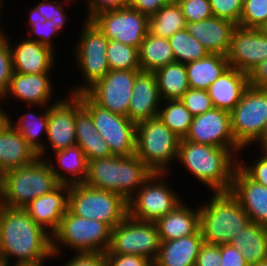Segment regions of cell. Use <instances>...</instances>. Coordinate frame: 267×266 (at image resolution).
I'll use <instances>...</instances> for the list:
<instances>
[{"label": "cell", "mask_w": 267, "mask_h": 266, "mask_svg": "<svg viewBox=\"0 0 267 266\" xmlns=\"http://www.w3.org/2000/svg\"><path fill=\"white\" fill-rule=\"evenodd\" d=\"M247 150V151H246ZM248 147L242 148L238 156V166L254 181L267 187V151L258 149L251 161L244 157L243 154L248 152ZM260 152V153H259ZM258 155V156H257ZM246 159V160H245Z\"/></svg>", "instance_id": "42"}, {"label": "cell", "mask_w": 267, "mask_h": 266, "mask_svg": "<svg viewBox=\"0 0 267 266\" xmlns=\"http://www.w3.org/2000/svg\"><path fill=\"white\" fill-rule=\"evenodd\" d=\"M68 204L69 185L59 184L51 192L35 198L23 209L39 226L53 235L68 211Z\"/></svg>", "instance_id": "22"}, {"label": "cell", "mask_w": 267, "mask_h": 266, "mask_svg": "<svg viewBox=\"0 0 267 266\" xmlns=\"http://www.w3.org/2000/svg\"><path fill=\"white\" fill-rule=\"evenodd\" d=\"M180 100L193 116L214 108L208 90L189 88Z\"/></svg>", "instance_id": "44"}, {"label": "cell", "mask_w": 267, "mask_h": 266, "mask_svg": "<svg viewBox=\"0 0 267 266\" xmlns=\"http://www.w3.org/2000/svg\"><path fill=\"white\" fill-rule=\"evenodd\" d=\"M176 163L210 192H229L238 157L228 148L180 139Z\"/></svg>", "instance_id": "2"}, {"label": "cell", "mask_w": 267, "mask_h": 266, "mask_svg": "<svg viewBox=\"0 0 267 266\" xmlns=\"http://www.w3.org/2000/svg\"><path fill=\"white\" fill-rule=\"evenodd\" d=\"M141 70H110L85 94L98 106L122 116L128 115L136 75Z\"/></svg>", "instance_id": "16"}, {"label": "cell", "mask_w": 267, "mask_h": 266, "mask_svg": "<svg viewBox=\"0 0 267 266\" xmlns=\"http://www.w3.org/2000/svg\"><path fill=\"white\" fill-rule=\"evenodd\" d=\"M0 266H11L6 255L0 250Z\"/></svg>", "instance_id": "56"}, {"label": "cell", "mask_w": 267, "mask_h": 266, "mask_svg": "<svg viewBox=\"0 0 267 266\" xmlns=\"http://www.w3.org/2000/svg\"><path fill=\"white\" fill-rule=\"evenodd\" d=\"M203 243L200 229L190 236L161 241L153 266H195L199 249Z\"/></svg>", "instance_id": "31"}, {"label": "cell", "mask_w": 267, "mask_h": 266, "mask_svg": "<svg viewBox=\"0 0 267 266\" xmlns=\"http://www.w3.org/2000/svg\"><path fill=\"white\" fill-rule=\"evenodd\" d=\"M257 147H259V149L267 151V132L265 134V136L263 137L262 141L256 146V151H257Z\"/></svg>", "instance_id": "55"}, {"label": "cell", "mask_w": 267, "mask_h": 266, "mask_svg": "<svg viewBox=\"0 0 267 266\" xmlns=\"http://www.w3.org/2000/svg\"><path fill=\"white\" fill-rule=\"evenodd\" d=\"M221 245L203 243L199 249L195 266H220Z\"/></svg>", "instance_id": "49"}, {"label": "cell", "mask_w": 267, "mask_h": 266, "mask_svg": "<svg viewBox=\"0 0 267 266\" xmlns=\"http://www.w3.org/2000/svg\"><path fill=\"white\" fill-rule=\"evenodd\" d=\"M161 246L155 222L138 221L127 216L112 229L110 248L105 254H133L152 263Z\"/></svg>", "instance_id": "14"}, {"label": "cell", "mask_w": 267, "mask_h": 266, "mask_svg": "<svg viewBox=\"0 0 267 266\" xmlns=\"http://www.w3.org/2000/svg\"><path fill=\"white\" fill-rule=\"evenodd\" d=\"M186 20L178 2H167L155 14L149 16L148 32L153 36L170 38L183 30Z\"/></svg>", "instance_id": "37"}, {"label": "cell", "mask_w": 267, "mask_h": 266, "mask_svg": "<svg viewBox=\"0 0 267 266\" xmlns=\"http://www.w3.org/2000/svg\"><path fill=\"white\" fill-rule=\"evenodd\" d=\"M53 155H48L45 160L60 184L72 185L86 181L88 161L79 145L56 151Z\"/></svg>", "instance_id": "27"}, {"label": "cell", "mask_w": 267, "mask_h": 266, "mask_svg": "<svg viewBox=\"0 0 267 266\" xmlns=\"http://www.w3.org/2000/svg\"><path fill=\"white\" fill-rule=\"evenodd\" d=\"M10 37H8V42L12 53L14 72L23 74L54 73L55 65H60L58 62L60 58L57 56L59 54L50 47L30 40L26 36L20 38L21 40L18 42H14Z\"/></svg>", "instance_id": "21"}, {"label": "cell", "mask_w": 267, "mask_h": 266, "mask_svg": "<svg viewBox=\"0 0 267 266\" xmlns=\"http://www.w3.org/2000/svg\"><path fill=\"white\" fill-rule=\"evenodd\" d=\"M178 3L188 22H198L213 17L209 0H178Z\"/></svg>", "instance_id": "46"}, {"label": "cell", "mask_w": 267, "mask_h": 266, "mask_svg": "<svg viewBox=\"0 0 267 266\" xmlns=\"http://www.w3.org/2000/svg\"><path fill=\"white\" fill-rule=\"evenodd\" d=\"M167 2H178V0H166Z\"/></svg>", "instance_id": "60"}, {"label": "cell", "mask_w": 267, "mask_h": 266, "mask_svg": "<svg viewBox=\"0 0 267 266\" xmlns=\"http://www.w3.org/2000/svg\"><path fill=\"white\" fill-rule=\"evenodd\" d=\"M250 264L267 259V227L250 222L230 242Z\"/></svg>", "instance_id": "33"}, {"label": "cell", "mask_w": 267, "mask_h": 266, "mask_svg": "<svg viewBox=\"0 0 267 266\" xmlns=\"http://www.w3.org/2000/svg\"><path fill=\"white\" fill-rule=\"evenodd\" d=\"M199 204L200 230L207 244H230L251 221L238 200L229 192H210Z\"/></svg>", "instance_id": "4"}, {"label": "cell", "mask_w": 267, "mask_h": 266, "mask_svg": "<svg viewBox=\"0 0 267 266\" xmlns=\"http://www.w3.org/2000/svg\"><path fill=\"white\" fill-rule=\"evenodd\" d=\"M107 266H153V263L140 255L105 254Z\"/></svg>", "instance_id": "50"}, {"label": "cell", "mask_w": 267, "mask_h": 266, "mask_svg": "<svg viewBox=\"0 0 267 266\" xmlns=\"http://www.w3.org/2000/svg\"><path fill=\"white\" fill-rule=\"evenodd\" d=\"M230 193L249 215L250 221L267 227V187L252 180L238 165Z\"/></svg>", "instance_id": "23"}, {"label": "cell", "mask_w": 267, "mask_h": 266, "mask_svg": "<svg viewBox=\"0 0 267 266\" xmlns=\"http://www.w3.org/2000/svg\"><path fill=\"white\" fill-rule=\"evenodd\" d=\"M230 120L237 144L241 148H255L267 132V89L248 86L230 112Z\"/></svg>", "instance_id": "11"}, {"label": "cell", "mask_w": 267, "mask_h": 266, "mask_svg": "<svg viewBox=\"0 0 267 266\" xmlns=\"http://www.w3.org/2000/svg\"><path fill=\"white\" fill-rule=\"evenodd\" d=\"M180 137L159 117L136 124L135 154L154 173H173Z\"/></svg>", "instance_id": "8"}, {"label": "cell", "mask_w": 267, "mask_h": 266, "mask_svg": "<svg viewBox=\"0 0 267 266\" xmlns=\"http://www.w3.org/2000/svg\"><path fill=\"white\" fill-rule=\"evenodd\" d=\"M59 184L48 162L38 157L31 164L7 171L1 176L0 205L24 208Z\"/></svg>", "instance_id": "5"}, {"label": "cell", "mask_w": 267, "mask_h": 266, "mask_svg": "<svg viewBox=\"0 0 267 266\" xmlns=\"http://www.w3.org/2000/svg\"><path fill=\"white\" fill-rule=\"evenodd\" d=\"M106 51L110 70H141L139 49L116 40H109Z\"/></svg>", "instance_id": "40"}, {"label": "cell", "mask_w": 267, "mask_h": 266, "mask_svg": "<svg viewBox=\"0 0 267 266\" xmlns=\"http://www.w3.org/2000/svg\"><path fill=\"white\" fill-rule=\"evenodd\" d=\"M188 84L192 89L208 90L210 85L229 67L225 55L207 54L202 59L185 64Z\"/></svg>", "instance_id": "34"}, {"label": "cell", "mask_w": 267, "mask_h": 266, "mask_svg": "<svg viewBox=\"0 0 267 266\" xmlns=\"http://www.w3.org/2000/svg\"><path fill=\"white\" fill-rule=\"evenodd\" d=\"M0 250L11 265H44L53 259L52 235L23 208L0 205Z\"/></svg>", "instance_id": "1"}, {"label": "cell", "mask_w": 267, "mask_h": 266, "mask_svg": "<svg viewBox=\"0 0 267 266\" xmlns=\"http://www.w3.org/2000/svg\"><path fill=\"white\" fill-rule=\"evenodd\" d=\"M84 1L85 20H91L95 15L115 9L126 7L129 0H82ZM86 4V5H85Z\"/></svg>", "instance_id": "48"}, {"label": "cell", "mask_w": 267, "mask_h": 266, "mask_svg": "<svg viewBox=\"0 0 267 266\" xmlns=\"http://www.w3.org/2000/svg\"><path fill=\"white\" fill-rule=\"evenodd\" d=\"M61 266H107V259L103 252L71 253ZM67 261V262H66ZM58 265V266H60Z\"/></svg>", "instance_id": "47"}, {"label": "cell", "mask_w": 267, "mask_h": 266, "mask_svg": "<svg viewBox=\"0 0 267 266\" xmlns=\"http://www.w3.org/2000/svg\"><path fill=\"white\" fill-rule=\"evenodd\" d=\"M249 86L267 89V59L261 61L248 73Z\"/></svg>", "instance_id": "52"}, {"label": "cell", "mask_w": 267, "mask_h": 266, "mask_svg": "<svg viewBox=\"0 0 267 266\" xmlns=\"http://www.w3.org/2000/svg\"><path fill=\"white\" fill-rule=\"evenodd\" d=\"M185 139L198 144L228 148L237 157L242 150L231 131L230 112L218 108L193 116Z\"/></svg>", "instance_id": "17"}, {"label": "cell", "mask_w": 267, "mask_h": 266, "mask_svg": "<svg viewBox=\"0 0 267 266\" xmlns=\"http://www.w3.org/2000/svg\"><path fill=\"white\" fill-rule=\"evenodd\" d=\"M4 105L5 104L1 105V100H0V123L6 118V114L8 113L7 112L8 108L7 107L5 108Z\"/></svg>", "instance_id": "57"}, {"label": "cell", "mask_w": 267, "mask_h": 266, "mask_svg": "<svg viewBox=\"0 0 267 266\" xmlns=\"http://www.w3.org/2000/svg\"><path fill=\"white\" fill-rule=\"evenodd\" d=\"M168 40L176 62L187 64L209 54L203 45L185 29L177 31Z\"/></svg>", "instance_id": "39"}, {"label": "cell", "mask_w": 267, "mask_h": 266, "mask_svg": "<svg viewBox=\"0 0 267 266\" xmlns=\"http://www.w3.org/2000/svg\"><path fill=\"white\" fill-rule=\"evenodd\" d=\"M81 22L82 27L80 28L82 29L78 30L80 37L78 36L77 41L74 42V49H72V57L76 64L74 66L80 72L81 81H77L79 82L77 85H67L72 88L65 93L71 95L85 93L110 71L106 51L109 39L91 20L83 19Z\"/></svg>", "instance_id": "7"}, {"label": "cell", "mask_w": 267, "mask_h": 266, "mask_svg": "<svg viewBox=\"0 0 267 266\" xmlns=\"http://www.w3.org/2000/svg\"><path fill=\"white\" fill-rule=\"evenodd\" d=\"M68 209L76 216L106 223L111 229L128 216V203L121 195L85 183L69 185Z\"/></svg>", "instance_id": "10"}, {"label": "cell", "mask_w": 267, "mask_h": 266, "mask_svg": "<svg viewBox=\"0 0 267 266\" xmlns=\"http://www.w3.org/2000/svg\"><path fill=\"white\" fill-rule=\"evenodd\" d=\"M11 266H45V265H11Z\"/></svg>", "instance_id": "59"}, {"label": "cell", "mask_w": 267, "mask_h": 266, "mask_svg": "<svg viewBox=\"0 0 267 266\" xmlns=\"http://www.w3.org/2000/svg\"><path fill=\"white\" fill-rule=\"evenodd\" d=\"M267 25V0H244L238 26L263 29Z\"/></svg>", "instance_id": "41"}, {"label": "cell", "mask_w": 267, "mask_h": 266, "mask_svg": "<svg viewBox=\"0 0 267 266\" xmlns=\"http://www.w3.org/2000/svg\"><path fill=\"white\" fill-rule=\"evenodd\" d=\"M80 1L81 0H36L38 4L33 2L35 3L33 7H29V9L28 7L26 8L28 21L26 20L27 28L25 27V30L28 33H26L25 36L30 40L50 47L56 52L57 48L55 47L56 42L54 40L56 36L60 37V34L66 29L67 23H70L69 19L71 14L67 12L66 7L69 9L76 3L79 4Z\"/></svg>", "instance_id": "12"}, {"label": "cell", "mask_w": 267, "mask_h": 266, "mask_svg": "<svg viewBox=\"0 0 267 266\" xmlns=\"http://www.w3.org/2000/svg\"><path fill=\"white\" fill-rule=\"evenodd\" d=\"M214 17L222 18L239 25L243 0H209Z\"/></svg>", "instance_id": "45"}, {"label": "cell", "mask_w": 267, "mask_h": 266, "mask_svg": "<svg viewBox=\"0 0 267 266\" xmlns=\"http://www.w3.org/2000/svg\"><path fill=\"white\" fill-rule=\"evenodd\" d=\"M171 175L154 172L127 201L128 216L138 221L156 222L181 204L184 198L175 184H170Z\"/></svg>", "instance_id": "9"}, {"label": "cell", "mask_w": 267, "mask_h": 266, "mask_svg": "<svg viewBox=\"0 0 267 266\" xmlns=\"http://www.w3.org/2000/svg\"><path fill=\"white\" fill-rule=\"evenodd\" d=\"M249 266H267V259L262 260L258 263L250 264Z\"/></svg>", "instance_id": "58"}, {"label": "cell", "mask_w": 267, "mask_h": 266, "mask_svg": "<svg viewBox=\"0 0 267 266\" xmlns=\"http://www.w3.org/2000/svg\"><path fill=\"white\" fill-rule=\"evenodd\" d=\"M166 3V0H129L128 6L149 17L155 14Z\"/></svg>", "instance_id": "53"}, {"label": "cell", "mask_w": 267, "mask_h": 266, "mask_svg": "<svg viewBox=\"0 0 267 266\" xmlns=\"http://www.w3.org/2000/svg\"><path fill=\"white\" fill-rule=\"evenodd\" d=\"M230 67L248 74L267 59V33L264 29L236 26L226 55Z\"/></svg>", "instance_id": "20"}, {"label": "cell", "mask_w": 267, "mask_h": 266, "mask_svg": "<svg viewBox=\"0 0 267 266\" xmlns=\"http://www.w3.org/2000/svg\"><path fill=\"white\" fill-rule=\"evenodd\" d=\"M91 21L109 40L137 49L148 33L149 17L130 6L101 12Z\"/></svg>", "instance_id": "15"}, {"label": "cell", "mask_w": 267, "mask_h": 266, "mask_svg": "<svg viewBox=\"0 0 267 266\" xmlns=\"http://www.w3.org/2000/svg\"><path fill=\"white\" fill-rule=\"evenodd\" d=\"M220 266H249L243 255L232 245H221Z\"/></svg>", "instance_id": "51"}, {"label": "cell", "mask_w": 267, "mask_h": 266, "mask_svg": "<svg viewBox=\"0 0 267 266\" xmlns=\"http://www.w3.org/2000/svg\"><path fill=\"white\" fill-rule=\"evenodd\" d=\"M5 29L0 32V97L8 89L14 72L12 53L8 42V32Z\"/></svg>", "instance_id": "43"}, {"label": "cell", "mask_w": 267, "mask_h": 266, "mask_svg": "<svg viewBox=\"0 0 267 266\" xmlns=\"http://www.w3.org/2000/svg\"><path fill=\"white\" fill-rule=\"evenodd\" d=\"M4 2H5V0H0V32L4 30L3 28H4V25H5V24L2 23V21H3L2 20L3 19L2 16L4 15L3 12H5V10H3L5 8V7H3L4 6ZM1 24H3V25H1Z\"/></svg>", "instance_id": "54"}, {"label": "cell", "mask_w": 267, "mask_h": 266, "mask_svg": "<svg viewBox=\"0 0 267 266\" xmlns=\"http://www.w3.org/2000/svg\"><path fill=\"white\" fill-rule=\"evenodd\" d=\"M153 172L136 155L88 161L86 185L112 191L128 201Z\"/></svg>", "instance_id": "3"}, {"label": "cell", "mask_w": 267, "mask_h": 266, "mask_svg": "<svg viewBox=\"0 0 267 266\" xmlns=\"http://www.w3.org/2000/svg\"><path fill=\"white\" fill-rule=\"evenodd\" d=\"M154 72L140 71L136 75L133 94L128 107V119L135 124L158 117L161 106Z\"/></svg>", "instance_id": "24"}, {"label": "cell", "mask_w": 267, "mask_h": 266, "mask_svg": "<svg viewBox=\"0 0 267 266\" xmlns=\"http://www.w3.org/2000/svg\"><path fill=\"white\" fill-rule=\"evenodd\" d=\"M185 202L184 200L170 214L155 222L161 241L190 236L200 229L199 205L193 207V203Z\"/></svg>", "instance_id": "32"}, {"label": "cell", "mask_w": 267, "mask_h": 266, "mask_svg": "<svg viewBox=\"0 0 267 266\" xmlns=\"http://www.w3.org/2000/svg\"><path fill=\"white\" fill-rule=\"evenodd\" d=\"M38 157L35 150L5 118L0 123V175L29 165Z\"/></svg>", "instance_id": "26"}, {"label": "cell", "mask_w": 267, "mask_h": 266, "mask_svg": "<svg viewBox=\"0 0 267 266\" xmlns=\"http://www.w3.org/2000/svg\"><path fill=\"white\" fill-rule=\"evenodd\" d=\"M248 74L228 67L209 87L214 108L231 112L248 88Z\"/></svg>", "instance_id": "30"}, {"label": "cell", "mask_w": 267, "mask_h": 266, "mask_svg": "<svg viewBox=\"0 0 267 266\" xmlns=\"http://www.w3.org/2000/svg\"><path fill=\"white\" fill-rule=\"evenodd\" d=\"M74 145H76L75 95L66 94L55 104L49 105L46 144L38 156L45 159L50 153Z\"/></svg>", "instance_id": "18"}, {"label": "cell", "mask_w": 267, "mask_h": 266, "mask_svg": "<svg viewBox=\"0 0 267 266\" xmlns=\"http://www.w3.org/2000/svg\"><path fill=\"white\" fill-rule=\"evenodd\" d=\"M75 131L76 144L84 151L87 161L113 156L108 143L95 127L91 114L82 106L76 95Z\"/></svg>", "instance_id": "28"}, {"label": "cell", "mask_w": 267, "mask_h": 266, "mask_svg": "<svg viewBox=\"0 0 267 266\" xmlns=\"http://www.w3.org/2000/svg\"><path fill=\"white\" fill-rule=\"evenodd\" d=\"M158 117L181 139L188 134L193 120V115L181 100H163Z\"/></svg>", "instance_id": "38"}, {"label": "cell", "mask_w": 267, "mask_h": 266, "mask_svg": "<svg viewBox=\"0 0 267 266\" xmlns=\"http://www.w3.org/2000/svg\"><path fill=\"white\" fill-rule=\"evenodd\" d=\"M91 114L94 125L106 140L113 156L135 154L136 124L127 116L112 113L95 104L85 93L76 95Z\"/></svg>", "instance_id": "13"}, {"label": "cell", "mask_w": 267, "mask_h": 266, "mask_svg": "<svg viewBox=\"0 0 267 266\" xmlns=\"http://www.w3.org/2000/svg\"><path fill=\"white\" fill-rule=\"evenodd\" d=\"M139 62L141 71L149 72L175 62L168 38L153 36L148 32L139 48Z\"/></svg>", "instance_id": "36"}, {"label": "cell", "mask_w": 267, "mask_h": 266, "mask_svg": "<svg viewBox=\"0 0 267 266\" xmlns=\"http://www.w3.org/2000/svg\"><path fill=\"white\" fill-rule=\"evenodd\" d=\"M111 235L112 229L106 223L76 216L68 209L59 228L52 235V261L64 258L62 254L65 249L68 252L70 249V253H105L110 248Z\"/></svg>", "instance_id": "6"}, {"label": "cell", "mask_w": 267, "mask_h": 266, "mask_svg": "<svg viewBox=\"0 0 267 266\" xmlns=\"http://www.w3.org/2000/svg\"><path fill=\"white\" fill-rule=\"evenodd\" d=\"M236 26L229 20L213 16L198 22L186 21L184 29L198 40L209 54L226 56Z\"/></svg>", "instance_id": "25"}, {"label": "cell", "mask_w": 267, "mask_h": 266, "mask_svg": "<svg viewBox=\"0 0 267 266\" xmlns=\"http://www.w3.org/2000/svg\"><path fill=\"white\" fill-rule=\"evenodd\" d=\"M263 29L267 33V25Z\"/></svg>", "instance_id": "61"}, {"label": "cell", "mask_w": 267, "mask_h": 266, "mask_svg": "<svg viewBox=\"0 0 267 266\" xmlns=\"http://www.w3.org/2000/svg\"><path fill=\"white\" fill-rule=\"evenodd\" d=\"M53 75L52 73L23 74L13 72L8 89L0 97L1 104L6 102L5 106H7L11 99L14 104H17L18 101V103L22 101L23 105L46 106L55 104L62 97L61 95L60 98L54 96L56 89H54ZM53 96L58 100L56 101Z\"/></svg>", "instance_id": "19"}, {"label": "cell", "mask_w": 267, "mask_h": 266, "mask_svg": "<svg viewBox=\"0 0 267 266\" xmlns=\"http://www.w3.org/2000/svg\"><path fill=\"white\" fill-rule=\"evenodd\" d=\"M161 100H180L190 88L186 66L172 62L154 71Z\"/></svg>", "instance_id": "35"}, {"label": "cell", "mask_w": 267, "mask_h": 266, "mask_svg": "<svg viewBox=\"0 0 267 266\" xmlns=\"http://www.w3.org/2000/svg\"><path fill=\"white\" fill-rule=\"evenodd\" d=\"M25 107L28 112L23 110V113L17 118L14 114L13 116L9 115L12 112L8 110L6 119L38 154L46 144L49 105H26ZM36 107L40 111L39 113Z\"/></svg>", "instance_id": "29"}]
</instances>
